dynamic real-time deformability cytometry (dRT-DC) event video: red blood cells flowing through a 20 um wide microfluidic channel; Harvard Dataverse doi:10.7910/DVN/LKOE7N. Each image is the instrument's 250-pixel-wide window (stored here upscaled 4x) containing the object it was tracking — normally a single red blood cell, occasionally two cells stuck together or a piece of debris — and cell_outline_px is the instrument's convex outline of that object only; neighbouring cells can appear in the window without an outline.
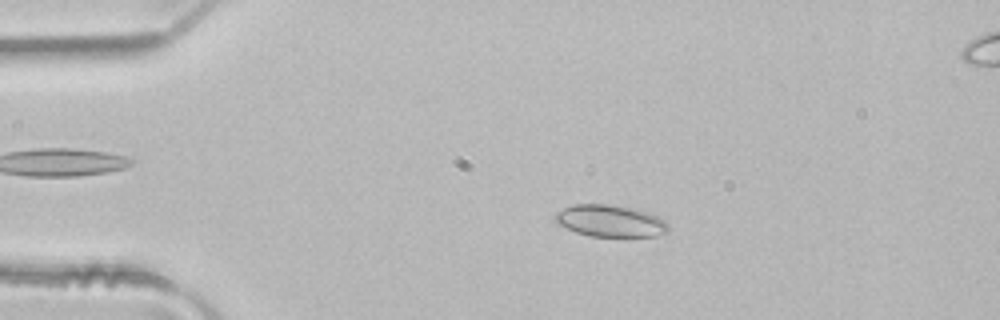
{"species": "common noctule bat (a hibernating species)", "species_latin": "Nyctalus noctula", "temperature_condition": "room temperature", "stored_images_in_passage": 4, "camera_frame_rate_fps": 3000, "um_per_image_px": 0.085, "animal": {"sex": "male", "body_mass_g": 21.5, "forearm_length_mm": 52.0}, "frame": {"image": 1, "passage_image": 2, "time_ms": 0.333, "image_size_px": [1000, 320], "cell_outline_px": [[668, 232], [656, 236], [588, 236], [576, 232], [560, 224], [552, 216], [556, 212], [572, 204], [608, 204], [632, 208], [656, 216], [664, 220], [668, 224]], "centroid_in_image_um": [51.85, 18.77], "position_along_channel_um": 33.1, "area_um2": 20.81}}
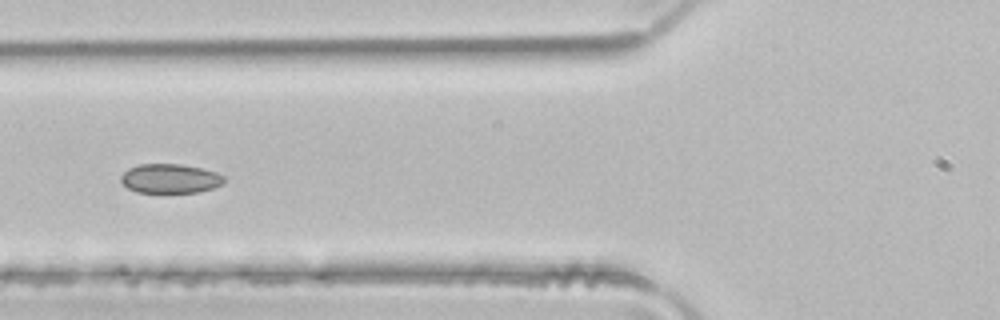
{"frame": {"image": 2, "passage_image": 4, "time_ms": 1.0, "image_size_px": [1000, 320], "cell_outline_px": [[224, 180], [220, 184], [212, 188], [200, 192], [136, 192], [128, 188], [120, 180], [120, 176], [128, 168], [136, 164], [180, 164], [200, 168], [216, 172], [224, 176]], "centroid_in_image_um": [14.42, 15.17], "position_along_channel_um": 111.4, "area_um2": 17.51}}